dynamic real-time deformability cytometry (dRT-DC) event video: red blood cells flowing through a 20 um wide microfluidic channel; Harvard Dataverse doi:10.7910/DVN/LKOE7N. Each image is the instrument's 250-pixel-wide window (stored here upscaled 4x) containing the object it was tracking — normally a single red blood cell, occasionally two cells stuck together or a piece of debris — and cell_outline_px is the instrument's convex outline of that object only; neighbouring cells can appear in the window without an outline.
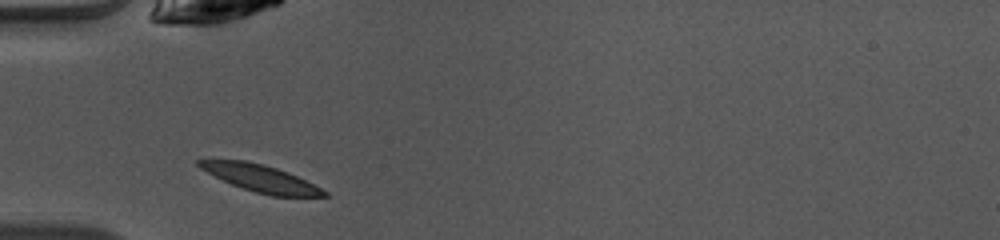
{"species": "common noctule bat (a hibernating species)", "species_latin": "Nyctalus noctula", "temperature_condition": "warm", "stored_images_in_passage": 2, "camera_frame_rate_fps": 3000, "um_per_image_px": 0.085, "animal": {"sex": "female", "body_mass_g": 10.0, "forearm_length_mm": 53.1}, "frame": {"image": 1, "passage_image": 1, "time_ms": 0.0, "image_size_px": [1000, 240], "cell_outline_px": [[328, 196], [272, 196], [256, 192], [232, 184], [200, 168], [196, 164], [196, 160], [244, 160], [264, 164], [288, 172], [328, 192]], "centroid_in_image_um": [22.15, 15.15], "position_along_channel_um": 62.8, "area_um2": 19.19}}